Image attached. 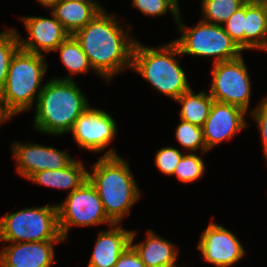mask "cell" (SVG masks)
I'll return each mask as SVG.
<instances>
[{
  "label": "cell",
  "instance_id": "cell-1",
  "mask_svg": "<svg viewBox=\"0 0 267 267\" xmlns=\"http://www.w3.org/2000/svg\"><path fill=\"white\" fill-rule=\"evenodd\" d=\"M116 15L102 9L74 34L93 70L107 82L126 68L131 69L137 41L129 37L131 26L124 31Z\"/></svg>",
  "mask_w": 267,
  "mask_h": 267
},
{
  "label": "cell",
  "instance_id": "cell-2",
  "mask_svg": "<svg viewBox=\"0 0 267 267\" xmlns=\"http://www.w3.org/2000/svg\"><path fill=\"white\" fill-rule=\"evenodd\" d=\"M91 168L88 180L96 189L107 217L114 224H121L141 196L129 164L114 149H108Z\"/></svg>",
  "mask_w": 267,
  "mask_h": 267
},
{
  "label": "cell",
  "instance_id": "cell-3",
  "mask_svg": "<svg viewBox=\"0 0 267 267\" xmlns=\"http://www.w3.org/2000/svg\"><path fill=\"white\" fill-rule=\"evenodd\" d=\"M90 104L76 81L49 79L35 104L34 129L43 134L69 133Z\"/></svg>",
  "mask_w": 267,
  "mask_h": 267
},
{
  "label": "cell",
  "instance_id": "cell-4",
  "mask_svg": "<svg viewBox=\"0 0 267 267\" xmlns=\"http://www.w3.org/2000/svg\"><path fill=\"white\" fill-rule=\"evenodd\" d=\"M177 55L182 54L174 41L158 48L136 41L131 70L142 76L155 90L175 101L191 88Z\"/></svg>",
  "mask_w": 267,
  "mask_h": 267
},
{
  "label": "cell",
  "instance_id": "cell-5",
  "mask_svg": "<svg viewBox=\"0 0 267 267\" xmlns=\"http://www.w3.org/2000/svg\"><path fill=\"white\" fill-rule=\"evenodd\" d=\"M47 64L44 55L20 47L12 56L0 97L16 115L28 111L34 101L37 102L43 90L41 82L47 72Z\"/></svg>",
  "mask_w": 267,
  "mask_h": 267
},
{
  "label": "cell",
  "instance_id": "cell-6",
  "mask_svg": "<svg viewBox=\"0 0 267 267\" xmlns=\"http://www.w3.org/2000/svg\"><path fill=\"white\" fill-rule=\"evenodd\" d=\"M65 241L58 222L57 205L27 207L0 218V242Z\"/></svg>",
  "mask_w": 267,
  "mask_h": 267
},
{
  "label": "cell",
  "instance_id": "cell-7",
  "mask_svg": "<svg viewBox=\"0 0 267 267\" xmlns=\"http://www.w3.org/2000/svg\"><path fill=\"white\" fill-rule=\"evenodd\" d=\"M177 21L178 39L173 40L181 54L199 57H214L213 64L239 58L242 50L225 32L222 25L200 20L198 24L187 28L181 19Z\"/></svg>",
  "mask_w": 267,
  "mask_h": 267
},
{
  "label": "cell",
  "instance_id": "cell-8",
  "mask_svg": "<svg viewBox=\"0 0 267 267\" xmlns=\"http://www.w3.org/2000/svg\"><path fill=\"white\" fill-rule=\"evenodd\" d=\"M57 205L59 229L63 239L68 238L72 226L114 224L106 215L103 203L94 186L86 180L79 188L68 193L65 201Z\"/></svg>",
  "mask_w": 267,
  "mask_h": 267
},
{
  "label": "cell",
  "instance_id": "cell-9",
  "mask_svg": "<svg viewBox=\"0 0 267 267\" xmlns=\"http://www.w3.org/2000/svg\"><path fill=\"white\" fill-rule=\"evenodd\" d=\"M212 83L208 92L214 101L231 104L250 111L251 81L242 57L212 65Z\"/></svg>",
  "mask_w": 267,
  "mask_h": 267
},
{
  "label": "cell",
  "instance_id": "cell-10",
  "mask_svg": "<svg viewBox=\"0 0 267 267\" xmlns=\"http://www.w3.org/2000/svg\"><path fill=\"white\" fill-rule=\"evenodd\" d=\"M70 133L79 147L104 152L117 135V126L107 111L89 107L76 119Z\"/></svg>",
  "mask_w": 267,
  "mask_h": 267
},
{
  "label": "cell",
  "instance_id": "cell-11",
  "mask_svg": "<svg viewBox=\"0 0 267 267\" xmlns=\"http://www.w3.org/2000/svg\"><path fill=\"white\" fill-rule=\"evenodd\" d=\"M203 259L215 267H230L245 255L239 239L222 225L209 223L200 235L196 248Z\"/></svg>",
  "mask_w": 267,
  "mask_h": 267
},
{
  "label": "cell",
  "instance_id": "cell-12",
  "mask_svg": "<svg viewBox=\"0 0 267 267\" xmlns=\"http://www.w3.org/2000/svg\"><path fill=\"white\" fill-rule=\"evenodd\" d=\"M12 146L16 172L25 179L43 170L66 168L74 160L67 151L37 143L21 144L15 141Z\"/></svg>",
  "mask_w": 267,
  "mask_h": 267
},
{
  "label": "cell",
  "instance_id": "cell-13",
  "mask_svg": "<svg viewBox=\"0 0 267 267\" xmlns=\"http://www.w3.org/2000/svg\"><path fill=\"white\" fill-rule=\"evenodd\" d=\"M242 108L213 101L209 116L202 126L207 152L222 141L230 140L238 131L246 128L245 115Z\"/></svg>",
  "mask_w": 267,
  "mask_h": 267
},
{
  "label": "cell",
  "instance_id": "cell-14",
  "mask_svg": "<svg viewBox=\"0 0 267 267\" xmlns=\"http://www.w3.org/2000/svg\"><path fill=\"white\" fill-rule=\"evenodd\" d=\"M51 15L52 19L38 16H24L21 18L29 35L27 39H22L19 36L21 49L41 55H43L42 52H55L56 48L70 34L52 12Z\"/></svg>",
  "mask_w": 267,
  "mask_h": 267
},
{
  "label": "cell",
  "instance_id": "cell-15",
  "mask_svg": "<svg viewBox=\"0 0 267 267\" xmlns=\"http://www.w3.org/2000/svg\"><path fill=\"white\" fill-rule=\"evenodd\" d=\"M64 241L10 243L0 251V267H51L54 246Z\"/></svg>",
  "mask_w": 267,
  "mask_h": 267
},
{
  "label": "cell",
  "instance_id": "cell-16",
  "mask_svg": "<svg viewBox=\"0 0 267 267\" xmlns=\"http://www.w3.org/2000/svg\"><path fill=\"white\" fill-rule=\"evenodd\" d=\"M118 225L112 224L109 230L98 233L87 267H114L119 256L130 246L133 230Z\"/></svg>",
  "mask_w": 267,
  "mask_h": 267
},
{
  "label": "cell",
  "instance_id": "cell-17",
  "mask_svg": "<svg viewBox=\"0 0 267 267\" xmlns=\"http://www.w3.org/2000/svg\"><path fill=\"white\" fill-rule=\"evenodd\" d=\"M135 236L136 232L132 231L130 246L136 251L145 267H179L176 265L178 247H175L174 243L156 235L153 230H148L146 240L133 245Z\"/></svg>",
  "mask_w": 267,
  "mask_h": 267
},
{
  "label": "cell",
  "instance_id": "cell-18",
  "mask_svg": "<svg viewBox=\"0 0 267 267\" xmlns=\"http://www.w3.org/2000/svg\"><path fill=\"white\" fill-rule=\"evenodd\" d=\"M99 4L96 0H59L51 9V12L65 30L70 35H74L103 9Z\"/></svg>",
  "mask_w": 267,
  "mask_h": 267
},
{
  "label": "cell",
  "instance_id": "cell-19",
  "mask_svg": "<svg viewBox=\"0 0 267 267\" xmlns=\"http://www.w3.org/2000/svg\"><path fill=\"white\" fill-rule=\"evenodd\" d=\"M267 51V0H248L244 18V50Z\"/></svg>",
  "mask_w": 267,
  "mask_h": 267
},
{
  "label": "cell",
  "instance_id": "cell-20",
  "mask_svg": "<svg viewBox=\"0 0 267 267\" xmlns=\"http://www.w3.org/2000/svg\"><path fill=\"white\" fill-rule=\"evenodd\" d=\"M27 180L40 186L68 190L71 193L88 180V170L82 162L74 159L66 168L43 170L32 174Z\"/></svg>",
  "mask_w": 267,
  "mask_h": 267
},
{
  "label": "cell",
  "instance_id": "cell-21",
  "mask_svg": "<svg viewBox=\"0 0 267 267\" xmlns=\"http://www.w3.org/2000/svg\"><path fill=\"white\" fill-rule=\"evenodd\" d=\"M175 101L181 105L180 120L202 127L209 116L214 100L207 91L197 94L190 88Z\"/></svg>",
  "mask_w": 267,
  "mask_h": 267
},
{
  "label": "cell",
  "instance_id": "cell-22",
  "mask_svg": "<svg viewBox=\"0 0 267 267\" xmlns=\"http://www.w3.org/2000/svg\"><path fill=\"white\" fill-rule=\"evenodd\" d=\"M55 51H59L60 59L64 67L71 74L65 78H56L60 80H72V75L83 74L89 70H93L91 67L88 57L82 50L79 41L74 37V35H69L57 48Z\"/></svg>",
  "mask_w": 267,
  "mask_h": 267
},
{
  "label": "cell",
  "instance_id": "cell-23",
  "mask_svg": "<svg viewBox=\"0 0 267 267\" xmlns=\"http://www.w3.org/2000/svg\"><path fill=\"white\" fill-rule=\"evenodd\" d=\"M248 0H204L200 4L203 22L222 25Z\"/></svg>",
  "mask_w": 267,
  "mask_h": 267
},
{
  "label": "cell",
  "instance_id": "cell-24",
  "mask_svg": "<svg viewBox=\"0 0 267 267\" xmlns=\"http://www.w3.org/2000/svg\"><path fill=\"white\" fill-rule=\"evenodd\" d=\"M175 137L189 152L200 150L203 154L207 153L202 127L181 120L175 129Z\"/></svg>",
  "mask_w": 267,
  "mask_h": 267
},
{
  "label": "cell",
  "instance_id": "cell-25",
  "mask_svg": "<svg viewBox=\"0 0 267 267\" xmlns=\"http://www.w3.org/2000/svg\"><path fill=\"white\" fill-rule=\"evenodd\" d=\"M18 38L15 28L0 32V94L6 82L10 60L20 47Z\"/></svg>",
  "mask_w": 267,
  "mask_h": 267
},
{
  "label": "cell",
  "instance_id": "cell-26",
  "mask_svg": "<svg viewBox=\"0 0 267 267\" xmlns=\"http://www.w3.org/2000/svg\"><path fill=\"white\" fill-rule=\"evenodd\" d=\"M205 163L195 152L186 153L182 156L175 167L173 176L183 183H192L204 175Z\"/></svg>",
  "mask_w": 267,
  "mask_h": 267
},
{
  "label": "cell",
  "instance_id": "cell-27",
  "mask_svg": "<svg viewBox=\"0 0 267 267\" xmlns=\"http://www.w3.org/2000/svg\"><path fill=\"white\" fill-rule=\"evenodd\" d=\"M131 3L146 16H162L170 11L177 23L181 15L175 0H132Z\"/></svg>",
  "mask_w": 267,
  "mask_h": 267
},
{
  "label": "cell",
  "instance_id": "cell-28",
  "mask_svg": "<svg viewBox=\"0 0 267 267\" xmlns=\"http://www.w3.org/2000/svg\"><path fill=\"white\" fill-rule=\"evenodd\" d=\"M245 16H246V3L238 10H236L223 24L225 32L232 38V40L242 51H244Z\"/></svg>",
  "mask_w": 267,
  "mask_h": 267
},
{
  "label": "cell",
  "instance_id": "cell-29",
  "mask_svg": "<svg viewBox=\"0 0 267 267\" xmlns=\"http://www.w3.org/2000/svg\"><path fill=\"white\" fill-rule=\"evenodd\" d=\"M184 154L175 147H165L157 150L155 155V165L160 172L173 176L175 167Z\"/></svg>",
  "mask_w": 267,
  "mask_h": 267
},
{
  "label": "cell",
  "instance_id": "cell-30",
  "mask_svg": "<svg viewBox=\"0 0 267 267\" xmlns=\"http://www.w3.org/2000/svg\"><path fill=\"white\" fill-rule=\"evenodd\" d=\"M249 113L257 123L262 139L263 154L267 161V96Z\"/></svg>",
  "mask_w": 267,
  "mask_h": 267
},
{
  "label": "cell",
  "instance_id": "cell-31",
  "mask_svg": "<svg viewBox=\"0 0 267 267\" xmlns=\"http://www.w3.org/2000/svg\"><path fill=\"white\" fill-rule=\"evenodd\" d=\"M114 267H145L142 260L139 258L136 251L129 246L117 260Z\"/></svg>",
  "mask_w": 267,
  "mask_h": 267
},
{
  "label": "cell",
  "instance_id": "cell-32",
  "mask_svg": "<svg viewBox=\"0 0 267 267\" xmlns=\"http://www.w3.org/2000/svg\"><path fill=\"white\" fill-rule=\"evenodd\" d=\"M16 115L0 97V125Z\"/></svg>",
  "mask_w": 267,
  "mask_h": 267
},
{
  "label": "cell",
  "instance_id": "cell-33",
  "mask_svg": "<svg viewBox=\"0 0 267 267\" xmlns=\"http://www.w3.org/2000/svg\"><path fill=\"white\" fill-rule=\"evenodd\" d=\"M41 6L52 9L59 0H36Z\"/></svg>",
  "mask_w": 267,
  "mask_h": 267
},
{
  "label": "cell",
  "instance_id": "cell-34",
  "mask_svg": "<svg viewBox=\"0 0 267 267\" xmlns=\"http://www.w3.org/2000/svg\"><path fill=\"white\" fill-rule=\"evenodd\" d=\"M175 1H176L178 9L180 10L178 0H175Z\"/></svg>",
  "mask_w": 267,
  "mask_h": 267
},
{
  "label": "cell",
  "instance_id": "cell-35",
  "mask_svg": "<svg viewBox=\"0 0 267 267\" xmlns=\"http://www.w3.org/2000/svg\"><path fill=\"white\" fill-rule=\"evenodd\" d=\"M63 1H81V0H63Z\"/></svg>",
  "mask_w": 267,
  "mask_h": 267
}]
</instances>
